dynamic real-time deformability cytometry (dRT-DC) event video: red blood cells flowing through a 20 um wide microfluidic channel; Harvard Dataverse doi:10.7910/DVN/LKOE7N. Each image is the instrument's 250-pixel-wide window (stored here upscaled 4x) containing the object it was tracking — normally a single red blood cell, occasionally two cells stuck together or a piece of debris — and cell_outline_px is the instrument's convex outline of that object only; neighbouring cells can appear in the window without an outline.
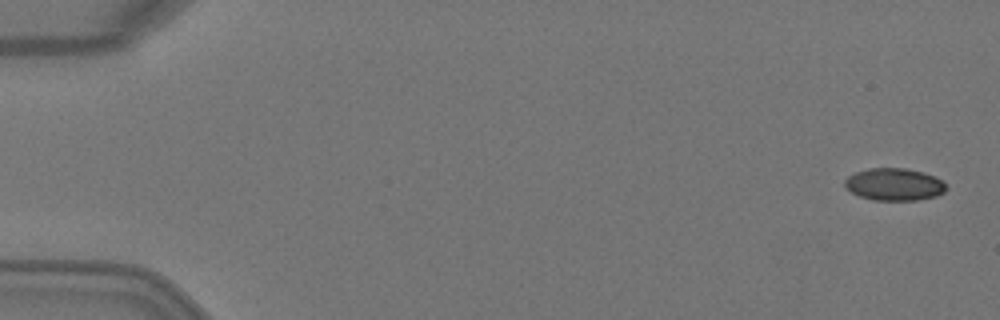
{"species": "Egyptian fruit bat (a non-hibernating species)", "species_latin": "Rousettus aegyptiacus", "temperature_condition": "warm", "stored_images_in_passage": 3, "camera_frame_rate_fps": 3000, "um_per_image_px": 0.085, "animal": {"sex": "female"}, "frame": {"image": 1, "passage_image": 1, "time_ms": 0.0, "image_size_px": [1000, 320], "cell_outline_px": [[948, 188], [944, 192], [936, 196], [916, 200], [872, 200], [860, 196], [852, 192], [844, 184], [844, 180], [848, 176], [856, 172], [868, 168], [904, 168], [924, 172], [936, 176], [944, 180]], "centroid_in_image_um": [76.06, 15.66], "position_along_channel_um": 8.9, "area_um2": 19.25}}